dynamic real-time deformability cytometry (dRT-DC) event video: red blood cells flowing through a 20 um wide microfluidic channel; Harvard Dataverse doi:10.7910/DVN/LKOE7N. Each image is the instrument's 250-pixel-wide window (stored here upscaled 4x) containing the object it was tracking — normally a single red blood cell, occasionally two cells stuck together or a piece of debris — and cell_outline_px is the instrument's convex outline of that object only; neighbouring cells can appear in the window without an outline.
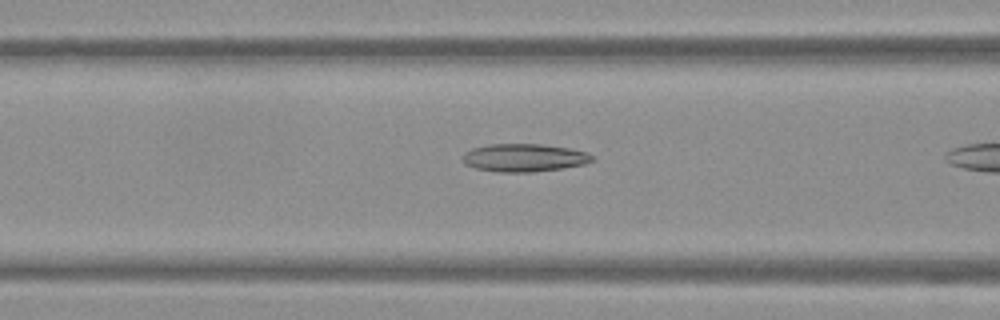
{"species": "Egyptian fruit bat (a non-hibernating species)", "species_latin": "Rousettus aegyptiacus", "temperature_condition": "warm", "stored_images_in_passage": 11, "camera_frame_rate_fps": 3000, "um_per_image_px": 0.085, "frame": {"image": 1, "passage_image": 10, "time_ms": 3.0, "image_size_px": [1000, 320], "cell_outline_px": [[596, 160], [584, 164], [560, 168], [532, 172], [496, 172], [476, 168], [464, 164], [464, 152], [472, 148], [488, 144], [540, 144], [568, 148], [588, 152]], "centroid_in_image_um": [44.55, 13.4], "position_along_channel_um": 122.1, "area_um2": 21.04}}